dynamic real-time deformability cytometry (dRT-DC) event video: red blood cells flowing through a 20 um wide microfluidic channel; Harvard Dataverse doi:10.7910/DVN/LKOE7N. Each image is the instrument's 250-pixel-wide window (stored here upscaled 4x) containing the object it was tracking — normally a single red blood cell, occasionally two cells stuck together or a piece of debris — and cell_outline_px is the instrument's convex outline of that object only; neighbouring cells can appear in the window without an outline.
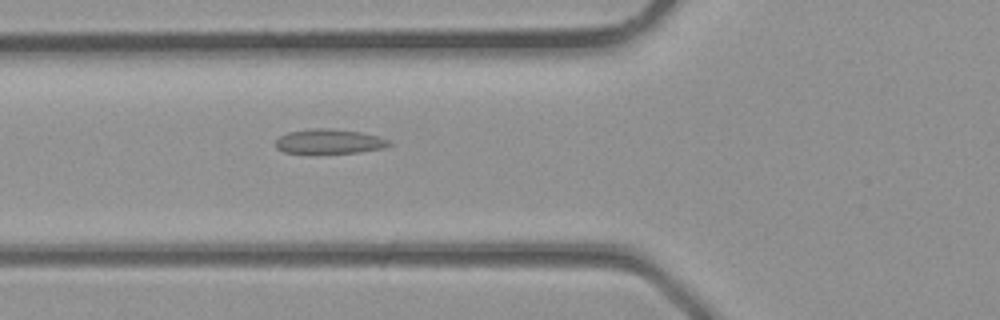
{"species": "common noctule bat (a hibernating species)", "species_latin": "Nyctalus noctula", "temperature_condition": "room temperature", "stored_images_in_passage": 2, "camera_frame_rate_fps": 3000, "um_per_image_px": 0.085, "animal": {"sex": "male", "body_mass_g": 23.1, "forearm_length_mm": 52.7}, "frame": {"image": 1, "passage_image": 2, "time_ms": 0.333, "image_size_px": [1000, 320], "cell_outline_px": [[392, 144], [384, 148], [360, 152], [284, 152], [276, 148], [276, 140], [280, 136], [288, 132], [316, 128], [324, 128], [360, 132], [376, 136], [388, 140]], "centroid_in_image_um": [27.99, 12.01], "position_along_channel_um": 97.8, "area_um2": 15.78}}